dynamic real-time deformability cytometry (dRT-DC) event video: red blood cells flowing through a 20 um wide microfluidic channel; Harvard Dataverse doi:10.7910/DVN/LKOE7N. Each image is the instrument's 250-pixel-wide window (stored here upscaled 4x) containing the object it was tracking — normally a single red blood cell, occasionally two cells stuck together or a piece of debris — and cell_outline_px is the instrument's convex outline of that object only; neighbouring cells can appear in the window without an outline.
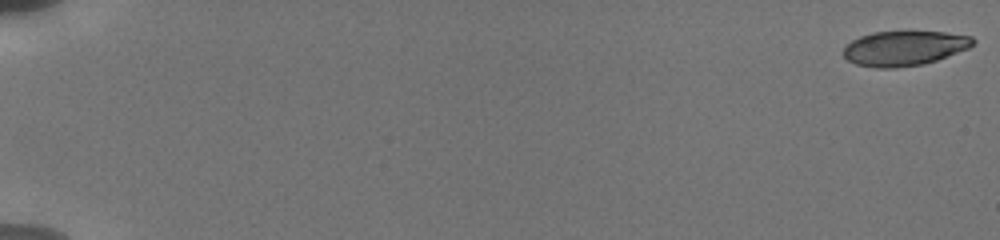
{"species": "human", "species_latin": "Homo sapiens", "temperature_condition": "cold", "stored_images_in_passage": 31, "camera_frame_rate_fps": 3000, "um_per_image_px": 0.085, "donor": {"sex": "male"}, "frame": {"image": 1, "passage_image": 1, "time_ms": 0.0, "image_size_px": [1000, 240], "cell_outline_px": [[976, 40], [968, 48], [936, 60], [924, 64], [892, 68], [876, 68], [856, 64], [848, 60], [840, 52], [852, 40], [860, 36], [872, 32], [944, 32], [972, 36]], "centroid_in_image_um": [76.83, 4.1], "position_along_channel_um": 8.2, "area_um2": 26.13}}
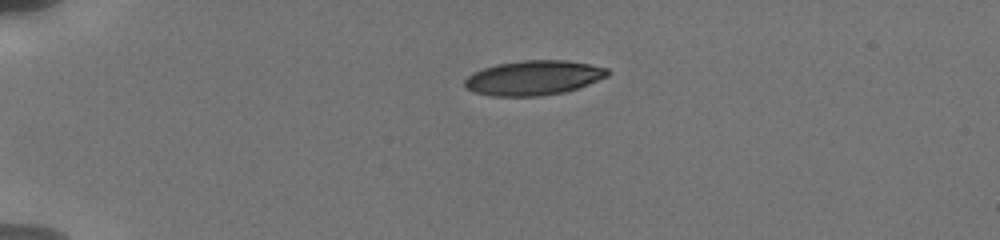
{"frame": {"image": 2, "passage_image": 22, "time_ms": 4.667, "image_size_px": [1000, 240], "cell_outline_px": [[612, 72], [608, 76], [588, 84], [564, 92], [540, 96], [492, 96], [476, 92], [464, 88], [464, 80], [472, 72], [496, 64], [524, 60], [564, 60], [588, 64], [608, 68]], "centroid_in_image_um": [45.34, 6.61], "position_along_channel_um": 39.7, "area_um2": 28.84}}